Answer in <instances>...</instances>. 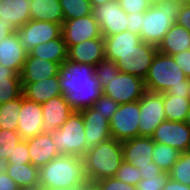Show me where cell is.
<instances>
[{
	"mask_svg": "<svg viewBox=\"0 0 190 190\" xmlns=\"http://www.w3.org/2000/svg\"><path fill=\"white\" fill-rule=\"evenodd\" d=\"M59 82L62 95L74 111L92 107L103 94L95 66L89 64L65 60L59 66Z\"/></svg>",
	"mask_w": 190,
	"mask_h": 190,
	"instance_id": "1",
	"label": "cell"
},
{
	"mask_svg": "<svg viewBox=\"0 0 190 190\" xmlns=\"http://www.w3.org/2000/svg\"><path fill=\"white\" fill-rule=\"evenodd\" d=\"M84 159L60 155L39 169V188L68 190L87 182Z\"/></svg>",
	"mask_w": 190,
	"mask_h": 190,
	"instance_id": "2",
	"label": "cell"
},
{
	"mask_svg": "<svg viewBox=\"0 0 190 190\" xmlns=\"http://www.w3.org/2000/svg\"><path fill=\"white\" fill-rule=\"evenodd\" d=\"M146 91H189V80L172 56L157 52L144 79Z\"/></svg>",
	"mask_w": 190,
	"mask_h": 190,
	"instance_id": "3",
	"label": "cell"
},
{
	"mask_svg": "<svg viewBox=\"0 0 190 190\" xmlns=\"http://www.w3.org/2000/svg\"><path fill=\"white\" fill-rule=\"evenodd\" d=\"M83 159L86 178L92 184L115 177L123 162L122 142L110 138L88 149Z\"/></svg>",
	"mask_w": 190,
	"mask_h": 190,
	"instance_id": "4",
	"label": "cell"
},
{
	"mask_svg": "<svg viewBox=\"0 0 190 190\" xmlns=\"http://www.w3.org/2000/svg\"><path fill=\"white\" fill-rule=\"evenodd\" d=\"M180 0H164L144 12L140 38L145 43L158 46L165 34L177 21V14L181 7Z\"/></svg>",
	"mask_w": 190,
	"mask_h": 190,
	"instance_id": "5",
	"label": "cell"
},
{
	"mask_svg": "<svg viewBox=\"0 0 190 190\" xmlns=\"http://www.w3.org/2000/svg\"><path fill=\"white\" fill-rule=\"evenodd\" d=\"M53 143L60 155L84 157L86 154L84 119L74 111L59 129L51 132Z\"/></svg>",
	"mask_w": 190,
	"mask_h": 190,
	"instance_id": "6",
	"label": "cell"
},
{
	"mask_svg": "<svg viewBox=\"0 0 190 190\" xmlns=\"http://www.w3.org/2000/svg\"><path fill=\"white\" fill-rule=\"evenodd\" d=\"M99 83L103 88V94L119 105L139 101L146 92L143 78L125 72H119L110 80Z\"/></svg>",
	"mask_w": 190,
	"mask_h": 190,
	"instance_id": "7",
	"label": "cell"
},
{
	"mask_svg": "<svg viewBox=\"0 0 190 190\" xmlns=\"http://www.w3.org/2000/svg\"><path fill=\"white\" fill-rule=\"evenodd\" d=\"M140 102L120 104L109 121L112 138L120 142L139 137Z\"/></svg>",
	"mask_w": 190,
	"mask_h": 190,
	"instance_id": "8",
	"label": "cell"
},
{
	"mask_svg": "<svg viewBox=\"0 0 190 190\" xmlns=\"http://www.w3.org/2000/svg\"><path fill=\"white\" fill-rule=\"evenodd\" d=\"M139 102V136L152 137L157 126L166 121L163 93L146 91Z\"/></svg>",
	"mask_w": 190,
	"mask_h": 190,
	"instance_id": "9",
	"label": "cell"
},
{
	"mask_svg": "<svg viewBox=\"0 0 190 190\" xmlns=\"http://www.w3.org/2000/svg\"><path fill=\"white\" fill-rule=\"evenodd\" d=\"M62 26L57 23L39 20H29L15 33L21 45L29 53L35 46L61 36Z\"/></svg>",
	"mask_w": 190,
	"mask_h": 190,
	"instance_id": "10",
	"label": "cell"
},
{
	"mask_svg": "<svg viewBox=\"0 0 190 190\" xmlns=\"http://www.w3.org/2000/svg\"><path fill=\"white\" fill-rule=\"evenodd\" d=\"M92 13L104 38L127 31L128 14L121 8L118 0L96 6Z\"/></svg>",
	"mask_w": 190,
	"mask_h": 190,
	"instance_id": "11",
	"label": "cell"
},
{
	"mask_svg": "<svg viewBox=\"0 0 190 190\" xmlns=\"http://www.w3.org/2000/svg\"><path fill=\"white\" fill-rule=\"evenodd\" d=\"M157 46L141 41L135 49L116 61L120 72L129 73L145 79L156 53Z\"/></svg>",
	"mask_w": 190,
	"mask_h": 190,
	"instance_id": "12",
	"label": "cell"
},
{
	"mask_svg": "<svg viewBox=\"0 0 190 190\" xmlns=\"http://www.w3.org/2000/svg\"><path fill=\"white\" fill-rule=\"evenodd\" d=\"M61 35L67 50L76 44L94 38H104L93 13L84 17L65 20L62 24Z\"/></svg>",
	"mask_w": 190,
	"mask_h": 190,
	"instance_id": "13",
	"label": "cell"
},
{
	"mask_svg": "<svg viewBox=\"0 0 190 190\" xmlns=\"http://www.w3.org/2000/svg\"><path fill=\"white\" fill-rule=\"evenodd\" d=\"M154 142L166 144L181 153L187 151L190 143V127L185 122L163 121L152 136Z\"/></svg>",
	"mask_w": 190,
	"mask_h": 190,
	"instance_id": "14",
	"label": "cell"
},
{
	"mask_svg": "<svg viewBox=\"0 0 190 190\" xmlns=\"http://www.w3.org/2000/svg\"><path fill=\"white\" fill-rule=\"evenodd\" d=\"M43 111L41 104L22 95V105L17 122V131L22 139L32 138L43 133Z\"/></svg>",
	"mask_w": 190,
	"mask_h": 190,
	"instance_id": "15",
	"label": "cell"
},
{
	"mask_svg": "<svg viewBox=\"0 0 190 190\" xmlns=\"http://www.w3.org/2000/svg\"><path fill=\"white\" fill-rule=\"evenodd\" d=\"M84 119L86 151L112 138L109 121L92 107L80 111Z\"/></svg>",
	"mask_w": 190,
	"mask_h": 190,
	"instance_id": "16",
	"label": "cell"
},
{
	"mask_svg": "<svg viewBox=\"0 0 190 190\" xmlns=\"http://www.w3.org/2000/svg\"><path fill=\"white\" fill-rule=\"evenodd\" d=\"M43 111V132L51 133L63 126L74 109L63 95L49 99L41 104Z\"/></svg>",
	"mask_w": 190,
	"mask_h": 190,
	"instance_id": "17",
	"label": "cell"
},
{
	"mask_svg": "<svg viewBox=\"0 0 190 190\" xmlns=\"http://www.w3.org/2000/svg\"><path fill=\"white\" fill-rule=\"evenodd\" d=\"M153 150L152 137L139 136L122 142L123 161L137 168L153 161Z\"/></svg>",
	"mask_w": 190,
	"mask_h": 190,
	"instance_id": "18",
	"label": "cell"
},
{
	"mask_svg": "<svg viewBox=\"0 0 190 190\" xmlns=\"http://www.w3.org/2000/svg\"><path fill=\"white\" fill-rule=\"evenodd\" d=\"M67 59L75 63L97 66L105 59L104 38L82 41L67 50Z\"/></svg>",
	"mask_w": 190,
	"mask_h": 190,
	"instance_id": "19",
	"label": "cell"
},
{
	"mask_svg": "<svg viewBox=\"0 0 190 190\" xmlns=\"http://www.w3.org/2000/svg\"><path fill=\"white\" fill-rule=\"evenodd\" d=\"M29 150L30 162L37 168H42L52 159L60 156L53 143L51 133L43 132L32 138L26 139Z\"/></svg>",
	"mask_w": 190,
	"mask_h": 190,
	"instance_id": "20",
	"label": "cell"
},
{
	"mask_svg": "<svg viewBox=\"0 0 190 190\" xmlns=\"http://www.w3.org/2000/svg\"><path fill=\"white\" fill-rule=\"evenodd\" d=\"M26 56L27 52L15 32L0 41V64L18 75L22 72Z\"/></svg>",
	"mask_w": 190,
	"mask_h": 190,
	"instance_id": "21",
	"label": "cell"
},
{
	"mask_svg": "<svg viewBox=\"0 0 190 190\" xmlns=\"http://www.w3.org/2000/svg\"><path fill=\"white\" fill-rule=\"evenodd\" d=\"M59 64L46 59L37 58L27 53L20 74L22 83H35L52 76H59Z\"/></svg>",
	"mask_w": 190,
	"mask_h": 190,
	"instance_id": "22",
	"label": "cell"
},
{
	"mask_svg": "<svg viewBox=\"0 0 190 190\" xmlns=\"http://www.w3.org/2000/svg\"><path fill=\"white\" fill-rule=\"evenodd\" d=\"M140 35L123 31L104 38L105 59L116 62L141 42Z\"/></svg>",
	"mask_w": 190,
	"mask_h": 190,
	"instance_id": "23",
	"label": "cell"
},
{
	"mask_svg": "<svg viewBox=\"0 0 190 190\" xmlns=\"http://www.w3.org/2000/svg\"><path fill=\"white\" fill-rule=\"evenodd\" d=\"M22 86L24 97L39 104L62 95L59 76H52L35 83H22Z\"/></svg>",
	"mask_w": 190,
	"mask_h": 190,
	"instance_id": "24",
	"label": "cell"
},
{
	"mask_svg": "<svg viewBox=\"0 0 190 190\" xmlns=\"http://www.w3.org/2000/svg\"><path fill=\"white\" fill-rule=\"evenodd\" d=\"M165 117L168 121L184 122L190 108V92H163Z\"/></svg>",
	"mask_w": 190,
	"mask_h": 190,
	"instance_id": "25",
	"label": "cell"
},
{
	"mask_svg": "<svg viewBox=\"0 0 190 190\" xmlns=\"http://www.w3.org/2000/svg\"><path fill=\"white\" fill-rule=\"evenodd\" d=\"M157 50L162 54L170 56L190 50V32L175 23L158 44Z\"/></svg>",
	"mask_w": 190,
	"mask_h": 190,
	"instance_id": "26",
	"label": "cell"
},
{
	"mask_svg": "<svg viewBox=\"0 0 190 190\" xmlns=\"http://www.w3.org/2000/svg\"><path fill=\"white\" fill-rule=\"evenodd\" d=\"M31 5V0H0V21L20 28L30 20Z\"/></svg>",
	"mask_w": 190,
	"mask_h": 190,
	"instance_id": "27",
	"label": "cell"
},
{
	"mask_svg": "<svg viewBox=\"0 0 190 190\" xmlns=\"http://www.w3.org/2000/svg\"><path fill=\"white\" fill-rule=\"evenodd\" d=\"M30 19L48 21L62 26L63 11L59 0H31Z\"/></svg>",
	"mask_w": 190,
	"mask_h": 190,
	"instance_id": "28",
	"label": "cell"
},
{
	"mask_svg": "<svg viewBox=\"0 0 190 190\" xmlns=\"http://www.w3.org/2000/svg\"><path fill=\"white\" fill-rule=\"evenodd\" d=\"M20 189L36 190L39 188V168L31 163H10L6 172Z\"/></svg>",
	"mask_w": 190,
	"mask_h": 190,
	"instance_id": "29",
	"label": "cell"
},
{
	"mask_svg": "<svg viewBox=\"0 0 190 190\" xmlns=\"http://www.w3.org/2000/svg\"><path fill=\"white\" fill-rule=\"evenodd\" d=\"M23 95L20 75L0 64V105Z\"/></svg>",
	"mask_w": 190,
	"mask_h": 190,
	"instance_id": "30",
	"label": "cell"
},
{
	"mask_svg": "<svg viewBox=\"0 0 190 190\" xmlns=\"http://www.w3.org/2000/svg\"><path fill=\"white\" fill-rule=\"evenodd\" d=\"M29 54L37 58L56 62L59 65L67 60V48L62 35L59 38L35 46Z\"/></svg>",
	"mask_w": 190,
	"mask_h": 190,
	"instance_id": "31",
	"label": "cell"
},
{
	"mask_svg": "<svg viewBox=\"0 0 190 190\" xmlns=\"http://www.w3.org/2000/svg\"><path fill=\"white\" fill-rule=\"evenodd\" d=\"M22 96L0 105V129L17 131Z\"/></svg>",
	"mask_w": 190,
	"mask_h": 190,
	"instance_id": "32",
	"label": "cell"
},
{
	"mask_svg": "<svg viewBox=\"0 0 190 190\" xmlns=\"http://www.w3.org/2000/svg\"><path fill=\"white\" fill-rule=\"evenodd\" d=\"M180 154V151L170 147L169 145L154 142V150L152 154L153 162L165 172H169L171 170Z\"/></svg>",
	"mask_w": 190,
	"mask_h": 190,
	"instance_id": "33",
	"label": "cell"
},
{
	"mask_svg": "<svg viewBox=\"0 0 190 190\" xmlns=\"http://www.w3.org/2000/svg\"><path fill=\"white\" fill-rule=\"evenodd\" d=\"M65 20L84 17L92 14V6L89 0H59Z\"/></svg>",
	"mask_w": 190,
	"mask_h": 190,
	"instance_id": "34",
	"label": "cell"
},
{
	"mask_svg": "<svg viewBox=\"0 0 190 190\" xmlns=\"http://www.w3.org/2000/svg\"><path fill=\"white\" fill-rule=\"evenodd\" d=\"M168 173L169 178L190 187V153H181Z\"/></svg>",
	"mask_w": 190,
	"mask_h": 190,
	"instance_id": "35",
	"label": "cell"
},
{
	"mask_svg": "<svg viewBox=\"0 0 190 190\" xmlns=\"http://www.w3.org/2000/svg\"><path fill=\"white\" fill-rule=\"evenodd\" d=\"M21 140L23 139L18 131L0 129V156L9 159Z\"/></svg>",
	"mask_w": 190,
	"mask_h": 190,
	"instance_id": "36",
	"label": "cell"
},
{
	"mask_svg": "<svg viewBox=\"0 0 190 190\" xmlns=\"http://www.w3.org/2000/svg\"><path fill=\"white\" fill-rule=\"evenodd\" d=\"M115 177L132 186H136L142 180L140 170L131 163H126L124 161L121 163Z\"/></svg>",
	"mask_w": 190,
	"mask_h": 190,
	"instance_id": "37",
	"label": "cell"
},
{
	"mask_svg": "<svg viewBox=\"0 0 190 190\" xmlns=\"http://www.w3.org/2000/svg\"><path fill=\"white\" fill-rule=\"evenodd\" d=\"M118 107V103L104 94H102L92 105V108L104 116L108 121H110Z\"/></svg>",
	"mask_w": 190,
	"mask_h": 190,
	"instance_id": "38",
	"label": "cell"
},
{
	"mask_svg": "<svg viewBox=\"0 0 190 190\" xmlns=\"http://www.w3.org/2000/svg\"><path fill=\"white\" fill-rule=\"evenodd\" d=\"M169 179V173L163 171L158 176L146 177L142 179L137 185V190H163L166 182Z\"/></svg>",
	"mask_w": 190,
	"mask_h": 190,
	"instance_id": "39",
	"label": "cell"
},
{
	"mask_svg": "<svg viewBox=\"0 0 190 190\" xmlns=\"http://www.w3.org/2000/svg\"><path fill=\"white\" fill-rule=\"evenodd\" d=\"M116 62L103 59L95 66V74L98 81H108L119 73Z\"/></svg>",
	"mask_w": 190,
	"mask_h": 190,
	"instance_id": "40",
	"label": "cell"
},
{
	"mask_svg": "<svg viewBox=\"0 0 190 190\" xmlns=\"http://www.w3.org/2000/svg\"><path fill=\"white\" fill-rule=\"evenodd\" d=\"M94 186L97 190H137L136 186L124 183L116 177L98 180Z\"/></svg>",
	"mask_w": 190,
	"mask_h": 190,
	"instance_id": "41",
	"label": "cell"
},
{
	"mask_svg": "<svg viewBox=\"0 0 190 190\" xmlns=\"http://www.w3.org/2000/svg\"><path fill=\"white\" fill-rule=\"evenodd\" d=\"M121 8L127 13H144L150 8L148 0H118Z\"/></svg>",
	"mask_w": 190,
	"mask_h": 190,
	"instance_id": "42",
	"label": "cell"
},
{
	"mask_svg": "<svg viewBox=\"0 0 190 190\" xmlns=\"http://www.w3.org/2000/svg\"><path fill=\"white\" fill-rule=\"evenodd\" d=\"M9 162L15 164H27L30 162L29 150L27 147V141L25 139L21 140L19 144L15 147L12 156H9Z\"/></svg>",
	"mask_w": 190,
	"mask_h": 190,
	"instance_id": "43",
	"label": "cell"
},
{
	"mask_svg": "<svg viewBox=\"0 0 190 190\" xmlns=\"http://www.w3.org/2000/svg\"><path fill=\"white\" fill-rule=\"evenodd\" d=\"M176 64L184 71V74L190 77V50L182 51L171 55Z\"/></svg>",
	"mask_w": 190,
	"mask_h": 190,
	"instance_id": "44",
	"label": "cell"
},
{
	"mask_svg": "<svg viewBox=\"0 0 190 190\" xmlns=\"http://www.w3.org/2000/svg\"><path fill=\"white\" fill-rule=\"evenodd\" d=\"M176 24L186 28L190 32V5L182 2L177 14Z\"/></svg>",
	"mask_w": 190,
	"mask_h": 190,
	"instance_id": "45",
	"label": "cell"
},
{
	"mask_svg": "<svg viewBox=\"0 0 190 190\" xmlns=\"http://www.w3.org/2000/svg\"><path fill=\"white\" fill-rule=\"evenodd\" d=\"M144 19V13H132L128 14L127 30L140 35L142 20Z\"/></svg>",
	"mask_w": 190,
	"mask_h": 190,
	"instance_id": "46",
	"label": "cell"
},
{
	"mask_svg": "<svg viewBox=\"0 0 190 190\" xmlns=\"http://www.w3.org/2000/svg\"><path fill=\"white\" fill-rule=\"evenodd\" d=\"M138 169L141 172L142 179H146V177L151 176H158L163 172V170L160 169L158 165L153 161L150 162L148 165L140 166Z\"/></svg>",
	"mask_w": 190,
	"mask_h": 190,
	"instance_id": "47",
	"label": "cell"
},
{
	"mask_svg": "<svg viewBox=\"0 0 190 190\" xmlns=\"http://www.w3.org/2000/svg\"><path fill=\"white\" fill-rule=\"evenodd\" d=\"M0 190H21L14 180L7 174H0Z\"/></svg>",
	"mask_w": 190,
	"mask_h": 190,
	"instance_id": "48",
	"label": "cell"
},
{
	"mask_svg": "<svg viewBox=\"0 0 190 190\" xmlns=\"http://www.w3.org/2000/svg\"><path fill=\"white\" fill-rule=\"evenodd\" d=\"M18 29L19 28L11 21L7 23L0 21V41H2L3 38H6L7 36L16 32Z\"/></svg>",
	"mask_w": 190,
	"mask_h": 190,
	"instance_id": "49",
	"label": "cell"
},
{
	"mask_svg": "<svg viewBox=\"0 0 190 190\" xmlns=\"http://www.w3.org/2000/svg\"><path fill=\"white\" fill-rule=\"evenodd\" d=\"M163 190H190V187L169 178Z\"/></svg>",
	"mask_w": 190,
	"mask_h": 190,
	"instance_id": "50",
	"label": "cell"
},
{
	"mask_svg": "<svg viewBox=\"0 0 190 190\" xmlns=\"http://www.w3.org/2000/svg\"><path fill=\"white\" fill-rule=\"evenodd\" d=\"M10 165L8 159L2 158L0 156V174H5L7 172V167Z\"/></svg>",
	"mask_w": 190,
	"mask_h": 190,
	"instance_id": "51",
	"label": "cell"
},
{
	"mask_svg": "<svg viewBox=\"0 0 190 190\" xmlns=\"http://www.w3.org/2000/svg\"><path fill=\"white\" fill-rule=\"evenodd\" d=\"M94 187V184L91 182L87 181L79 186H76L74 188H70L68 190H91Z\"/></svg>",
	"mask_w": 190,
	"mask_h": 190,
	"instance_id": "52",
	"label": "cell"
},
{
	"mask_svg": "<svg viewBox=\"0 0 190 190\" xmlns=\"http://www.w3.org/2000/svg\"><path fill=\"white\" fill-rule=\"evenodd\" d=\"M90 1V4L92 6V9L96 6H99V5H103L107 2H110L112 0H89Z\"/></svg>",
	"mask_w": 190,
	"mask_h": 190,
	"instance_id": "53",
	"label": "cell"
},
{
	"mask_svg": "<svg viewBox=\"0 0 190 190\" xmlns=\"http://www.w3.org/2000/svg\"><path fill=\"white\" fill-rule=\"evenodd\" d=\"M189 127H190V108L187 112V115H186V118H185V121H184Z\"/></svg>",
	"mask_w": 190,
	"mask_h": 190,
	"instance_id": "54",
	"label": "cell"
},
{
	"mask_svg": "<svg viewBox=\"0 0 190 190\" xmlns=\"http://www.w3.org/2000/svg\"><path fill=\"white\" fill-rule=\"evenodd\" d=\"M164 0H148L151 6H154L158 3H162Z\"/></svg>",
	"mask_w": 190,
	"mask_h": 190,
	"instance_id": "55",
	"label": "cell"
},
{
	"mask_svg": "<svg viewBox=\"0 0 190 190\" xmlns=\"http://www.w3.org/2000/svg\"><path fill=\"white\" fill-rule=\"evenodd\" d=\"M182 2L190 5V0H183Z\"/></svg>",
	"mask_w": 190,
	"mask_h": 190,
	"instance_id": "56",
	"label": "cell"
},
{
	"mask_svg": "<svg viewBox=\"0 0 190 190\" xmlns=\"http://www.w3.org/2000/svg\"><path fill=\"white\" fill-rule=\"evenodd\" d=\"M187 152H189V153H190V143H189V147H188V149H187Z\"/></svg>",
	"mask_w": 190,
	"mask_h": 190,
	"instance_id": "57",
	"label": "cell"
},
{
	"mask_svg": "<svg viewBox=\"0 0 190 190\" xmlns=\"http://www.w3.org/2000/svg\"><path fill=\"white\" fill-rule=\"evenodd\" d=\"M188 80H189V92H190V77L188 78Z\"/></svg>",
	"mask_w": 190,
	"mask_h": 190,
	"instance_id": "58",
	"label": "cell"
},
{
	"mask_svg": "<svg viewBox=\"0 0 190 190\" xmlns=\"http://www.w3.org/2000/svg\"><path fill=\"white\" fill-rule=\"evenodd\" d=\"M36 190H46V189H43V188H37Z\"/></svg>",
	"mask_w": 190,
	"mask_h": 190,
	"instance_id": "59",
	"label": "cell"
}]
</instances>
